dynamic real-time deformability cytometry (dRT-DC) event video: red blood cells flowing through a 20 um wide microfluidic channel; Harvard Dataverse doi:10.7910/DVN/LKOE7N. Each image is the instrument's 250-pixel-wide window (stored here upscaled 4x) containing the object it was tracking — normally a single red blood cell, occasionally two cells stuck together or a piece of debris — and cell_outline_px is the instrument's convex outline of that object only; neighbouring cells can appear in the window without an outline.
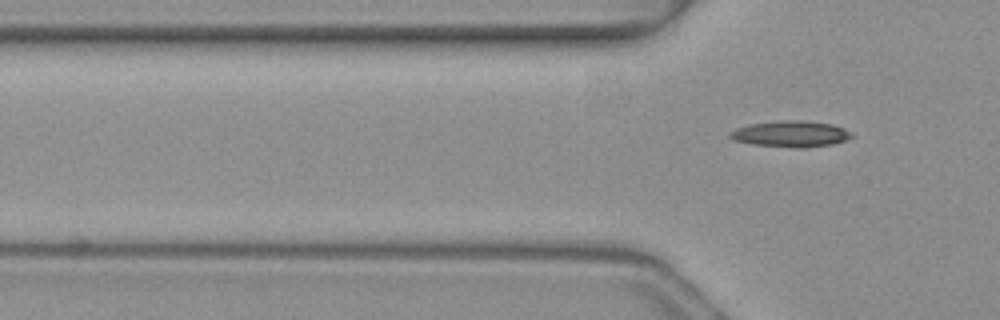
{"species": "common noctule bat (a hibernating species)", "species_latin": "Nyctalus noctula", "temperature_condition": "warm", "stored_images_in_passage": 2, "camera_frame_rate_fps": 3000, "um_per_image_px": 0.085, "animal": {"sex": "female", "body_mass_g": 19.3, "forearm_length_mm": 54.1}, "frame": {"image": 1, "passage_image": 2, "time_ms": 0.333, "image_size_px": [1000, 320], "cell_outline_px": [[856, 136], [848, 140], [832, 144], [804, 148], [792, 148], [752, 144], [732, 140], [728, 136], [728, 132], [736, 128], [748, 124], [780, 120], [796, 120], [832, 124], [844, 128], [852, 132]], "centroid_in_image_um": [67.21, 11.39], "position_along_channel_um": 58.6, "area_um2": 18.9}}